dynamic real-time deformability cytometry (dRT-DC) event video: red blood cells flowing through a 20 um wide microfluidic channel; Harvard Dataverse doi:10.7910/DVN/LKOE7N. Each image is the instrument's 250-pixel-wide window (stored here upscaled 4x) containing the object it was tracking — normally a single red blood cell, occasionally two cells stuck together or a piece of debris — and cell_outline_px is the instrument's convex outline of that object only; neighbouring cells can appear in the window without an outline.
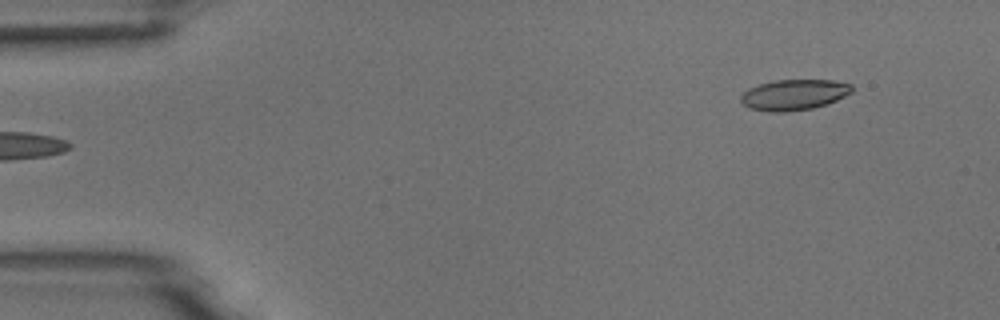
{"species": "common noctule bat (a hibernating species)", "species_latin": "Nyctalus noctula", "temperature_condition": "room temperature", "stored_images_in_passage": 5, "segment_of_instrument_passage": [2, 2], "camera_frame_rate_fps": 3000, "um_per_image_px": 0.085, "animal": {"sex": "male", "body_mass_g": 18.8}, "frame": {"image": 1, "passage_image": 5, "time_ms": 5.667, "image_size_px": [1000, 320], "cell_outline_px": [[852, 92], [828, 104], [812, 108], [784, 112], [768, 112], [748, 108], [740, 100], [740, 96], [748, 88], [772, 80], [832, 80], [852, 84]], "centroid_in_image_um": [67.47, 8.05], "position_along_channel_um": 17.5, "area_um2": 19.94}}